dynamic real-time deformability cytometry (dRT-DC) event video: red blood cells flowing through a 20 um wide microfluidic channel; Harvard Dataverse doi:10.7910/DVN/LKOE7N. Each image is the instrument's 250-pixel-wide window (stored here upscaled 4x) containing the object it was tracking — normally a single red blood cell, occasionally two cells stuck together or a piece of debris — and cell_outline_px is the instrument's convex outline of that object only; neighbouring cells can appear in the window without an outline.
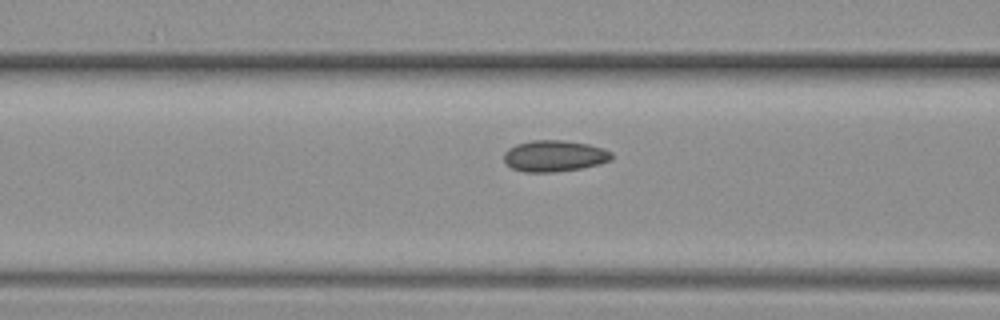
{"species": "common noctule bat (a hibernating species)", "species_latin": "Nyctalus noctula", "temperature_condition": "warm", "stored_images_in_passage": 9, "camera_frame_rate_fps": 3000, "um_per_image_px": 0.085, "animal": {"sex": "female", "body_mass_g": 19.3, "forearm_length_mm": 54.1}, "frame": {"image": 1, "passage_image": 9, "time_ms": 2.667, "image_size_px": [1000, 320], "cell_outline_px": [[612, 160], [600, 164], [580, 168], [556, 172], [524, 172], [512, 168], [504, 160], [504, 152], [508, 148], [516, 144], [532, 140], [564, 140], [588, 144], [604, 148], [612, 152]], "centroid_in_image_um": [47.13, 13.25], "position_along_channel_um": 119.5, "area_um2": 19.77}}